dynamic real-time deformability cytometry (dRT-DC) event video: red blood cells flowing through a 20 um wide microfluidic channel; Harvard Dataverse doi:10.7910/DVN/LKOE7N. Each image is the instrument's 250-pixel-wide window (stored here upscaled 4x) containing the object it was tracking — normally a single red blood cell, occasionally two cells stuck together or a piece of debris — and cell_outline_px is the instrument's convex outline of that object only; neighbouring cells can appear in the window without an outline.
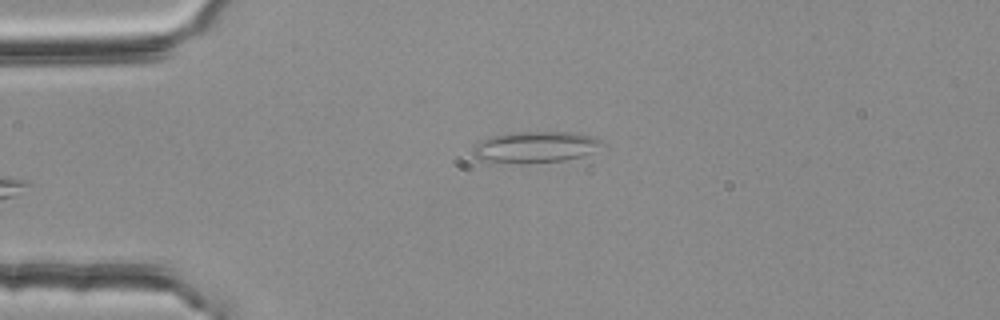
{"species": "common noctule bat (a hibernating species)", "species_latin": "Nyctalus noctula", "temperature_condition": "room temperature", "stored_images_in_passage": 31, "camera_frame_rate_fps": 3000, "um_per_image_px": 0.085, "animal": {"sex": "female", "body_mass_g": 25.1}, "frame": {"image": 1, "passage_image": 1, "time_ms": 0.0, "image_size_px": [1000, 320], "cell_outline_px": [[604, 144], [592, 152], [580, 156], [564, 160], [484, 160], [476, 156], [472, 152], [472, 148], [476, 144], [484, 140], [496, 136], [516, 132], [576, 132], [592, 136], [604, 140]], "centroid_in_image_um": [45.63, 12.43], "position_along_channel_um": 39.4, "area_um2": 22.08}}
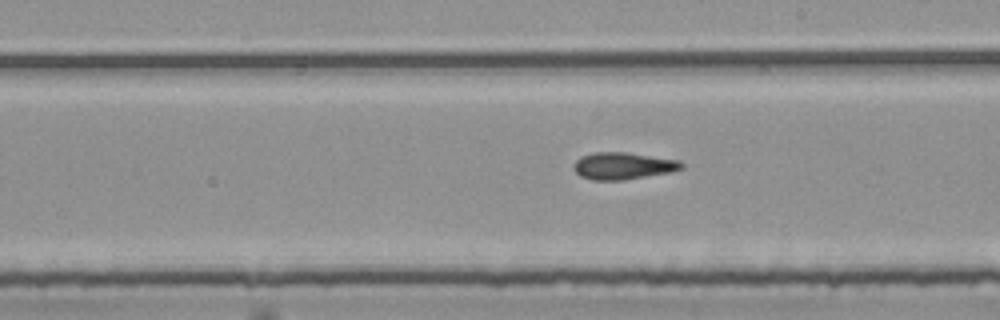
{"frame": {"image": 2, "passage_image": 19, "time_ms": 6.0, "image_size_px": [1000, 320], "cell_outline_px": [[684, 168], [668, 172], [624, 180], [592, 180], [580, 176], [572, 168], [576, 160], [580, 156], [592, 152], [624, 152], [680, 160], [684, 164]], "centroid_in_image_um": [52.93, 14.09], "position_along_channel_um": 236.1, "area_um2": 16.99}}
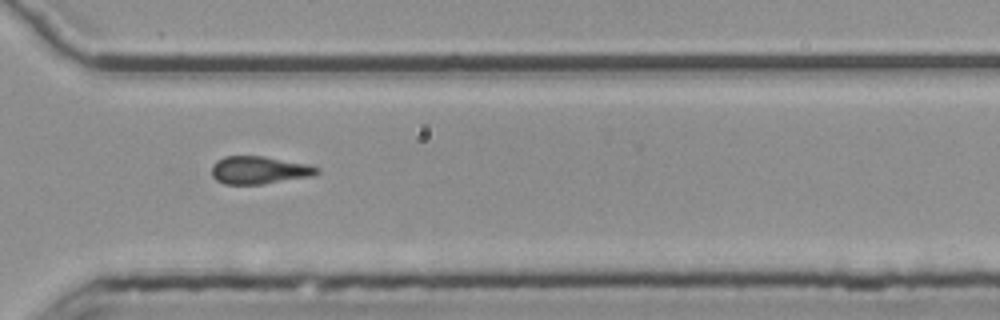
{"frame": {"image": 3, "passage_image": 28, "time_ms": 9.0, "image_size_px": [1000, 320], "cell_outline_px": [[320, 172], [312, 176], [264, 184], [224, 184], [216, 180], [212, 176], [212, 164], [216, 160], [224, 156], [264, 156], [308, 164], [320, 168]], "centroid_in_image_um": [22.02, 14.46], "position_along_channel_um": 348.6, "area_um2": 17.17}, "authors_computed_cell_mechanics": {"area_um2": 17.1088, "velocity_mm_per_s": 3.7529, "shape_relaxation_time_tau1_ms": null, "shape_relaxation_time_tau2_ms": 4.2584, "deformation_change_tau1": null, "deformation_change_tau2": 0.1345}}